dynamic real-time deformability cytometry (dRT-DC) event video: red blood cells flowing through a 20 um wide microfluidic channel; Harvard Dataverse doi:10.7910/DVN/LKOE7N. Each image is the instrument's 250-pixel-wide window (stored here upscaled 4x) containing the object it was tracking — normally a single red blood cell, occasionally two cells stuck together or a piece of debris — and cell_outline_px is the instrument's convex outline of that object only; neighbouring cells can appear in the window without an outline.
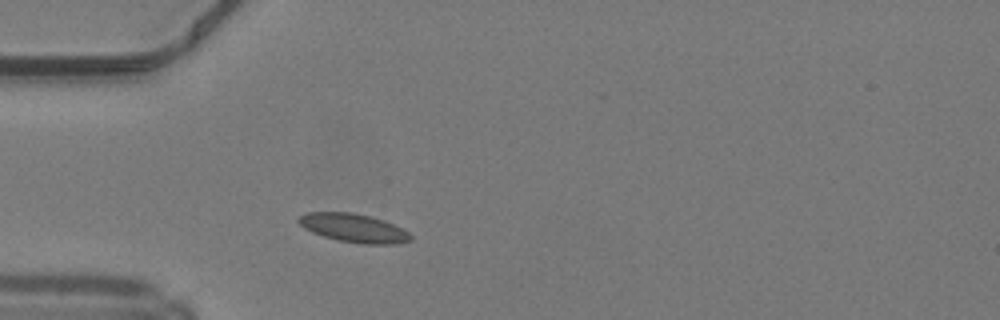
{"species": "common noctule bat (a hibernating species)", "species_latin": "Nyctalus noctula", "temperature_condition": "warm", "stored_images_in_passage": 36, "camera_frame_rate_fps": 3000, "um_per_image_px": 0.085, "animal": {"sex": "male", "body_mass_g": 19.2, "forearm_length_mm": 51.8}, "frame": {"image": 1, "passage_image": 1, "time_ms": 0.0, "image_size_px": [1000, 320], "cell_outline_px": [[412, 240], [396, 244], [364, 244], [336, 240], [312, 232], [304, 228], [296, 220], [304, 212], [352, 212], [384, 220], [408, 232], [412, 236]], "centroid_in_image_um": [30.04, 19.38], "position_along_channel_um": 55.0, "area_um2": 18.61}}
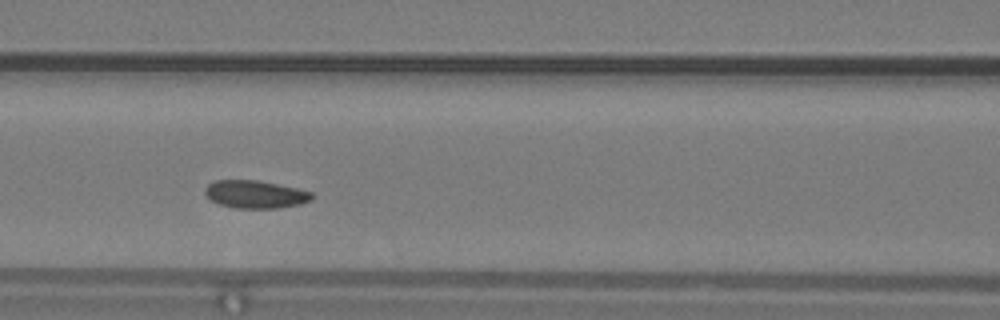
{"frame": {"image": 2, "passage_image": 8, "time_ms": 2.333, "image_size_px": [1000, 320], "cell_outline_px": [[312, 200], [300, 204], [276, 208], [236, 208], [220, 204], [212, 200], [204, 192], [204, 188], [208, 184], [216, 180], [256, 180], [296, 188], [312, 192]], "centroid_in_image_um": [21.69, 16.51], "position_along_channel_um": 144.9, "area_um2": 17.11}}
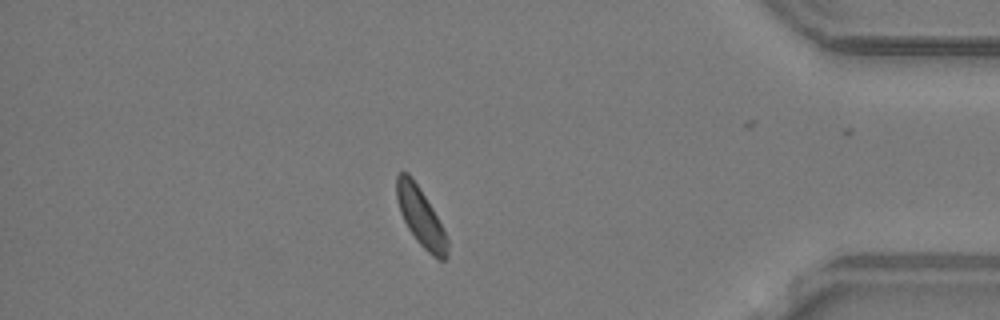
{"frame": {"image": 3, "passage_image": 29, "time_ms": 9.333, "image_size_px": [1000, 320], "cell_outline_px": [[448, 256], [444, 260], [440, 260], [432, 256], [416, 240], [408, 228], [400, 212], [396, 200], [396, 176], [400, 172], [408, 172], [412, 176], [432, 208], [448, 240]], "centroid_in_image_um": [35.74, 18.43], "position_along_channel_um": 399.5, "area_um2": 17.11}, "authors_computed_cell_mechanics": {"area_um2": 17.1666, "velocity_mm_per_s": 4.165, "shape_relaxation_time_tau1_ms": 2.0264, "shape_relaxation_time_tau2_ms": 5.3573, "deformation_change_tau1": 0.0706, "deformation_change_tau2": 0.0777}}